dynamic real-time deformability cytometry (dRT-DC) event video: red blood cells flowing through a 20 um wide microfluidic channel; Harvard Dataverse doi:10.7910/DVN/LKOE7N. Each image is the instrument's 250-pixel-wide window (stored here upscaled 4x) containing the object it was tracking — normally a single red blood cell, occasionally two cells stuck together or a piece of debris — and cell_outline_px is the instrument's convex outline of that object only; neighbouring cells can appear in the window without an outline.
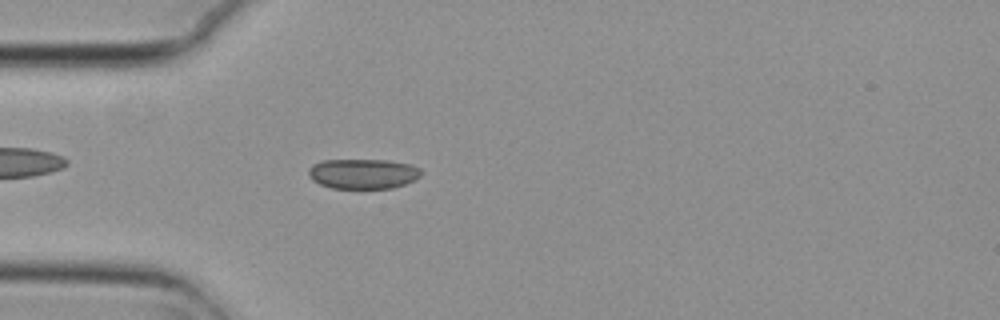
{"species": "common noctule bat (a hibernating species)", "species_latin": "Nyctalus noctula", "temperature_condition": "cold", "stored_images_in_passage": 4, "camera_frame_rate_fps": 3000, "um_per_image_px": 0.085, "animal": {"sex": "female", "body_mass_g": 29.2, "forearm_length_mm": 56.3}, "frame": {"image": 1, "passage_image": 4, "time_ms": 1.0, "image_size_px": [1000, 320], "cell_outline_px": [[420, 176], [404, 184], [392, 188], [332, 188], [320, 184], [312, 180], [308, 176], [308, 168], [312, 164], [320, 160], [388, 160], [412, 164], [420, 168]], "centroid_in_image_um": [30.81, 14.75], "position_along_channel_um": 54.2, "area_um2": 19.77}}